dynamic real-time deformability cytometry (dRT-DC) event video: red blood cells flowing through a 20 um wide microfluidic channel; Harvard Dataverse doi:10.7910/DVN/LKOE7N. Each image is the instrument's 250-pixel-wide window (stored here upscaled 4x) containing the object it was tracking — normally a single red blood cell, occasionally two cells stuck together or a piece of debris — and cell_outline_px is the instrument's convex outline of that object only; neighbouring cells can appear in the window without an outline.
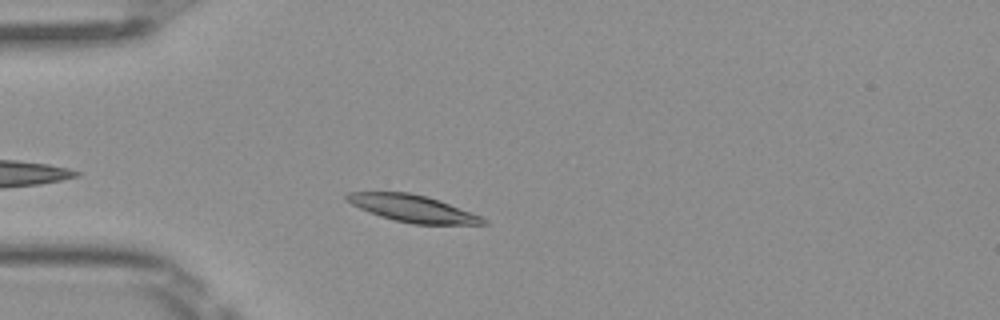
{"species": "Egyptian fruit bat (a non-hibernating species)", "species_latin": "Rousettus aegyptiacus", "temperature_condition": "room temperature", "stored_images_in_passage": 32, "camera_frame_rate_fps": 3000, "um_per_image_px": 0.085, "frame": {"image": 1, "passage_image": 5, "time_ms": 1.333, "image_size_px": [1000, 320], "cell_outline_px": [[488, 224], [412, 224], [380, 216], [360, 208], [352, 204], [344, 196], [348, 192], [408, 192], [428, 196], [440, 200], [480, 216], [488, 220]], "centroid_in_image_um": [35.1, 17.71], "position_along_channel_um": 49.9, "area_um2": 21.21}}
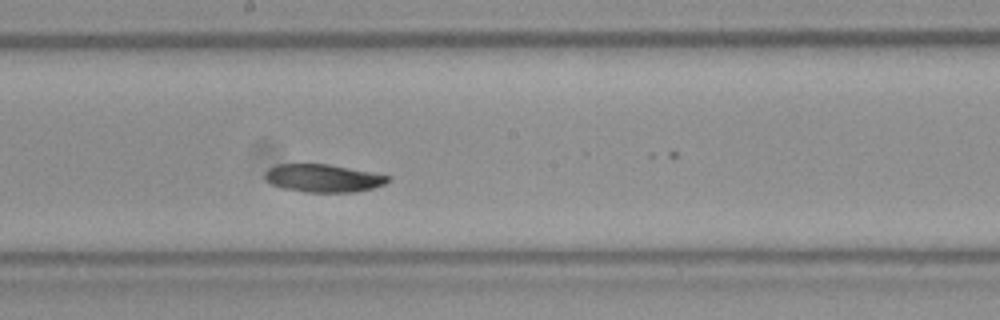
{"frame": {"image": 2, "passage_image": 19, "time_ms": 6.0, "image_size_px": [1000, 320], "cell_outline_px": [[388, 180], [384, 184], [372, 188], [356, 192], [304, 192], [284, 188], [272, 184], [264, 176], [264, 172], [268, 168], [276, 164], [328, 164], [388, 176]], "centroid_in_image_um": [27.41, 15.15], "position_along_channel_um": 220.8, "area_um2": 19.65}}
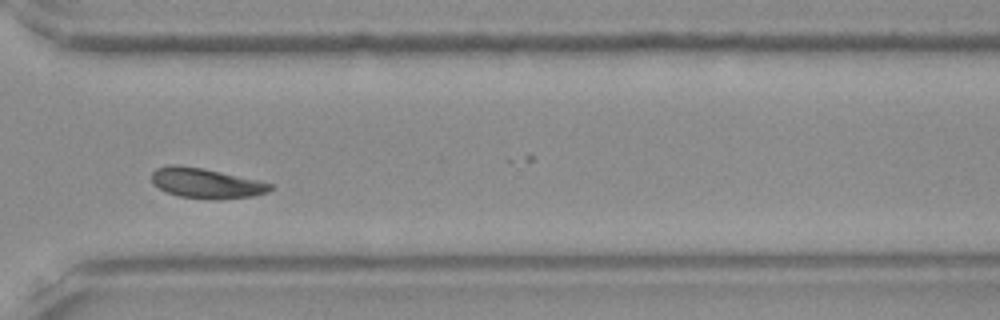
{"frame": {"image": 3, "passage_image": 29, "time_ms": 9.333, "image_size_px": [1000, 320], "cell_outline_px": [[272, 188], [268, 192], [252, 196], [220, 200], [208, 200], [180, 196], [168, 192], [152, 184], [152, 172], [156, 168], [168, 164], [176, 164], [204, 168], [256, 180], [272, 184]], "centroid_in_image_um": [17.48, 15.57], "position_along_channel_um": 353.1, "area_um2": 20.87}, "authors_computed_cell_mechanics": {"area_um2": 20.9814, "velocity_mm_per_s": 3.9743, "shape_relaxation_time_tau1_ms": 4.7869, "shape_relaxation_time_tau2_ms": null, "deformation_change_tau1": 0.098, "deformation_change_tau2": null}}